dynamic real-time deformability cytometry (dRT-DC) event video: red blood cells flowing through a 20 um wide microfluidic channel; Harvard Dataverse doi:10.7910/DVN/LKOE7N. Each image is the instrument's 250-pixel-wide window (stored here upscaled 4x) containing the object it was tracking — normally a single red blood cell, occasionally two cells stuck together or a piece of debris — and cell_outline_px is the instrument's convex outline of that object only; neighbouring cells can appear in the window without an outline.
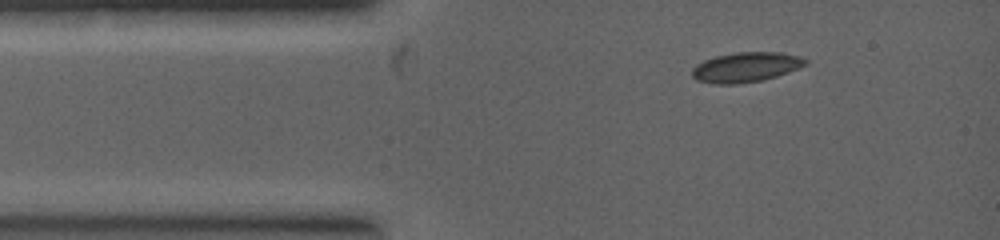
{"species": "common noctule bat (a hibernating species)", "species_latin": "Nyctalus noctula", "temperature_condition": "warm", "stored_images_in_passage": 2, "camera_frame_rate_fps": 5000, "um_per_image_px": 0.085, "animal": {"sex": "female", "body_mass_g": 19.0, "forearm_length_mm": 53.3}, "frame": {"image": 1, "passage_image": 1, "time_ms": 0.0, "image_size_px": [1000, 240], "cell_outline_px": [[808, 64], [800, 68], [776, 76], [760, 80], [736, 84], [716, 84], [696, 80], [692, 76], [692, 68], [696, 64], [704, 60], [716, 56], [736, 52], [780, 52], [800, 56], [808, 60]], "centroid_in_image_um": [63.41, 5.7], "position_along_channel_um": 21.6, "area_um2": 19.77}}
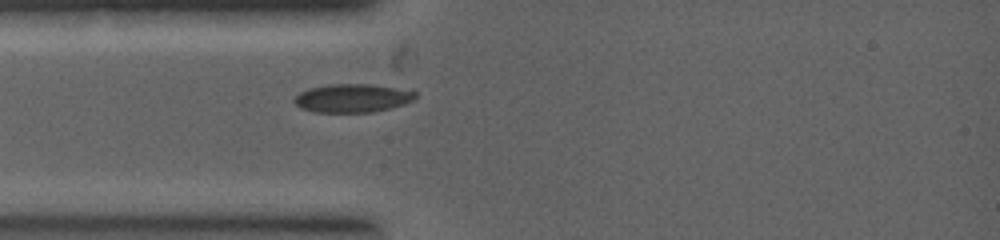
{"frame": {"image": 2, "passage_image": 2, "time_ms": 1.0, "image_size_px": [1000, 240], "cell_outline_px": [[416, 96], [412, 100], [404, 104], [372, 112], [312, 112], [296, 104], [292, 100], [300, 92], [312, 88], [328, 84], [364, 84], [392, 88], [416, 92]], "centroid_in_image_um": [29.91, 8.35], "position_along_channel_um": 55.1, "area_um2": 19.54}}